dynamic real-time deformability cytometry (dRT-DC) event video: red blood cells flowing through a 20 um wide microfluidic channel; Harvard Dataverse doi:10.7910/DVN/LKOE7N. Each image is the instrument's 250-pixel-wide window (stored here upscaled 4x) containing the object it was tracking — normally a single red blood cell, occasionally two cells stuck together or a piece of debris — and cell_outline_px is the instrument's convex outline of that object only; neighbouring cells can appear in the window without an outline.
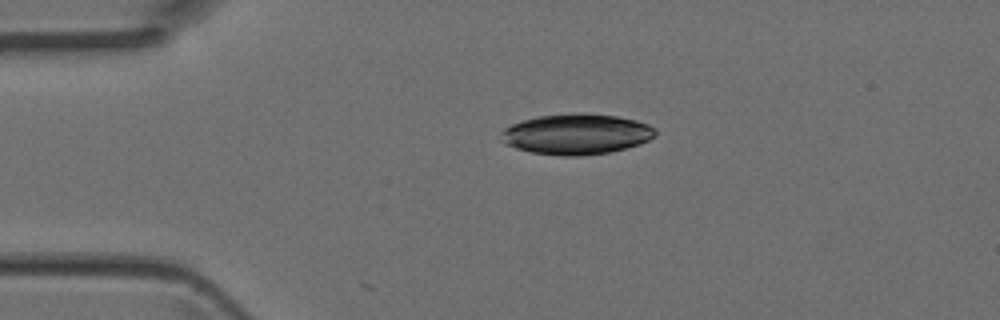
{"species": "Egyptian fruit bat (a non-hibernating species)", "species_latin": "Rousettus aegyptiacus", "temperature_condition": "room temperature", "stored_images_in_passage": 5, "camera_frame_rate_fps": 3000, "um_per_image_px": 0.085, "animal": {"sex": "female"}, "frame": {"image": 1, "passage_image": 3, "time_ms": 0.667, "image_size_px": [1000, 320], "cell_outline_px": [[656, 136], [640, 144], [608, 152], [580, 156], [560, 156], [532, 152], [516, 148], [504, 144], [500, 140], [500, 132], [504, 128], [512, 124], [536, 116], [616, 116], [636, 120], [648, 124], [656, 128]], "centroid_in_image_um": [48.97, 11.45], "position_along_channel_um": 36.0, "area_um2": 35.55}}